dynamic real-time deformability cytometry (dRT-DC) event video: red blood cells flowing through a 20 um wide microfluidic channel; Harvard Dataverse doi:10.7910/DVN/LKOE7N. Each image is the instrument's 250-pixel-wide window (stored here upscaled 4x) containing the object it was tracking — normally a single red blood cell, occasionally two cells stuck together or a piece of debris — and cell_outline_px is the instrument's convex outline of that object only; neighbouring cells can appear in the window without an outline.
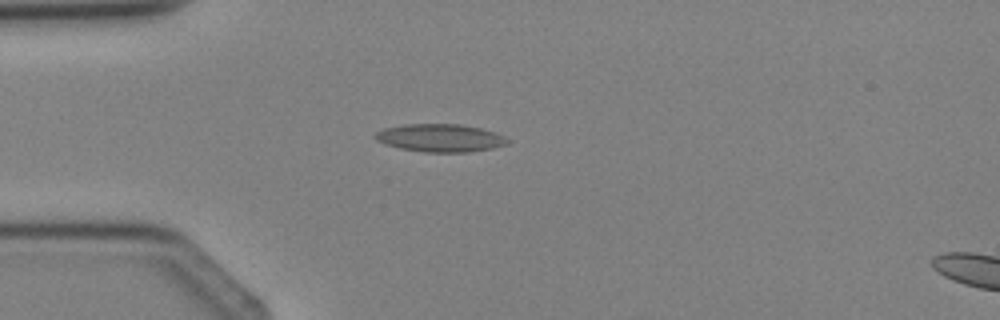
{"species": "Egyptian fruit bat (a non-hibernating species)", "species_latin": "Rousettus aegyptiacus", "temperature_condition": "cold", "stored_images_in_passage": 2, "segment_of_instrument_passage": [1, 2], "camera_frame_rate_fps": 3000, "um_per_image_px": 0.085, "animal": {"sex": "female"}, "frame": {"image": 1, "passage_image": 1, "time_ms": 0.0, "image_size_px": [1000, 320], "cell_outline_px": [[512, 140], [508, 144], [492, 148], [468, 152], [424, 152], [400, 148], [384, 144], [376, 140], [372, 136], [376, 132], [384, 128], [404, 124], [460, 124], [480, 128], [496, 132]], "centroid_in_image_um": [37.42, 11.72], "position_along_channel_um": 47.6, "area_um2": 21.68}}